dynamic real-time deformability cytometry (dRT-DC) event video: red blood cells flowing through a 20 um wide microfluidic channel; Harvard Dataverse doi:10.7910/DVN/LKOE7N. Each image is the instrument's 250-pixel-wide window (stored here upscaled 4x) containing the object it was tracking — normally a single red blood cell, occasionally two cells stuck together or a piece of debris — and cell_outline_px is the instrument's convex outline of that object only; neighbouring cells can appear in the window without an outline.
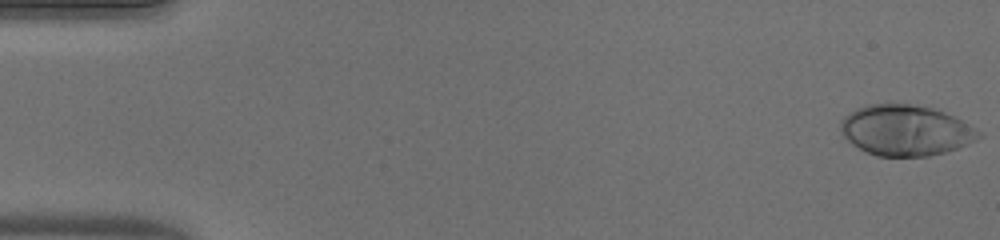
{"species": "human", "species_latin": "Homo sapiens", "temperature_condition": "warm", "stored_images_in_passage": 51, "camera_frame_rate_fps": 3000, "um_per_image_px": 0.085, "donor": {"sex": "male"}, "frame": {"image": 1, "passage_image": 1, "time_ms": 0.0, "image_size_px": [1000, 240], "cell_outline_px": [[980, 136], [956, 148], [944, 152], [928, 156], [876, 156], [852, 144], [840, 132], [840, 120], [844, 116], [856, 108], [868, 104], [912, 104], [932, 108], [944, 112], [960, 120], [980, 132]], "centroid_in_image_um": [76.9, 11.07], "position_along_channel_um": 8.1, "area_um2": 40.17}}
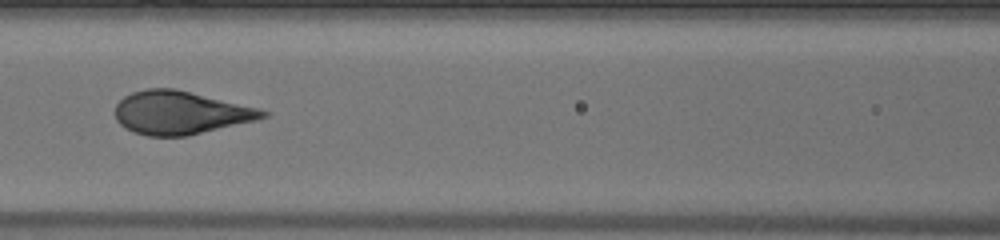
{"frame": {"image": 2, "passage_image": 23, "time_ms": 7.333, "image_size_px": [1000, 240], "cell_outline_px": [[268, 116], [256, 120], [188, 136], [148, 136], [132, 132], [124, 128], [116, 120], [116, 104], [124, 96], [132, 92], [148, 88], [176, 88], [260, 108], [268, 112]], "centroid_in_image_um": [15.33, 9.58], "position_along_channel_um": 151.3, "area_um2": 37.34}}
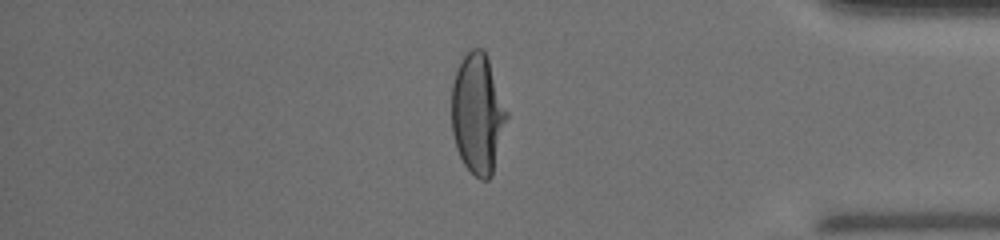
{"frame": {"image": 3, "passage_image": 43, "time_ms": 14.0, "image_size_px": [1000, 240], "cell_outline_px": [[508, 116], [492, 176], [488, 180], [480, 180], [464, 164], [456, 148], [452, 132], [452, 84], [456, 72], [464, 56], [472, 48], [484, 48], [488, 56], [508, 112]], "centroid_in_image_um": [40.62, 9.66], "position_along_channel_um": 394.6, "area_um2": 38.61}}